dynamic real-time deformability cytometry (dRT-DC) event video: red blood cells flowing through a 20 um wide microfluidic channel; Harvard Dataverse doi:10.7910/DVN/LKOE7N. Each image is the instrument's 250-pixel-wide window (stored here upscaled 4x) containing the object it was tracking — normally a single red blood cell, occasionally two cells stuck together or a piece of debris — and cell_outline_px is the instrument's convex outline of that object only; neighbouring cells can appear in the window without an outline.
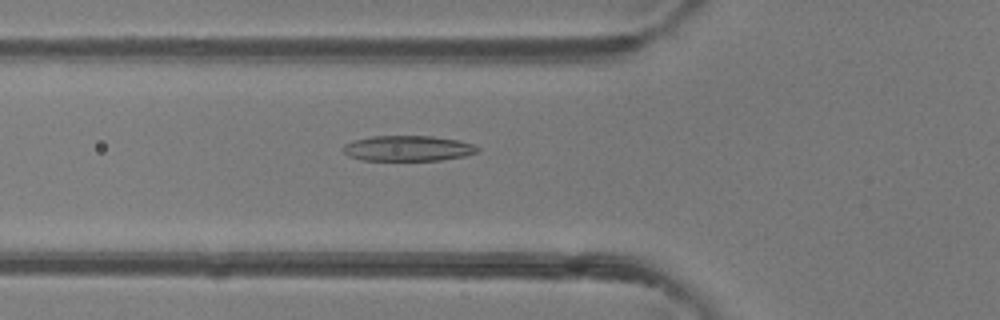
{"species": "common noctule bat (a hibernating species)", "species_latin": "Nyctalus noctula", "temperature_condition": "room temperature", "stored_images_in_passage": 47, "camera_frame_rate_fps": 3000, "um_per_image_px": 0.085, "animal": {"sex": "female"}, "frame": {"image": 1, "passage_image": 18, "time_ms": 5.667, "image_size_px": [1000, 320], "cell_outline_px": [[480, 152], [464, 156], [440, 160], [364, 160], [348, 156], [340, 148], [344, 144], [356, 140], [372, 136], [432, 136], [456, 140], [476, 144], [480, 148]], "centroid_in_image_um": [34.7, 12.61], "position_along_channel_um": 91.1, "area_um2": 20.0}}
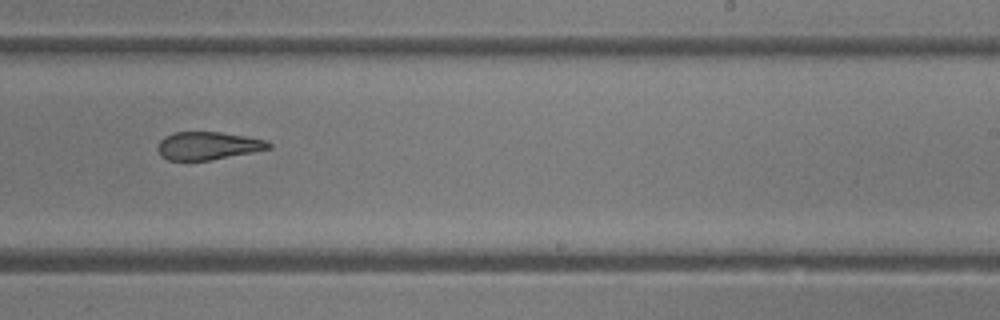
{"frame": {"image": 2, "passage_image": 31, "time_ms": 10.0, "image_size_px": [1000, 320], "cell_outline_px": [[272, 148], [212, 160], [168, 160], [160, 156], [156, 148], [160, 140], [164, 136], [172, 132], [220, 132], [268, 140], [272, 144]], "centroid_in_image_um": [17.65, 12.38], "position_along_channel_um": 271.3, "area_um2": 18.21}}
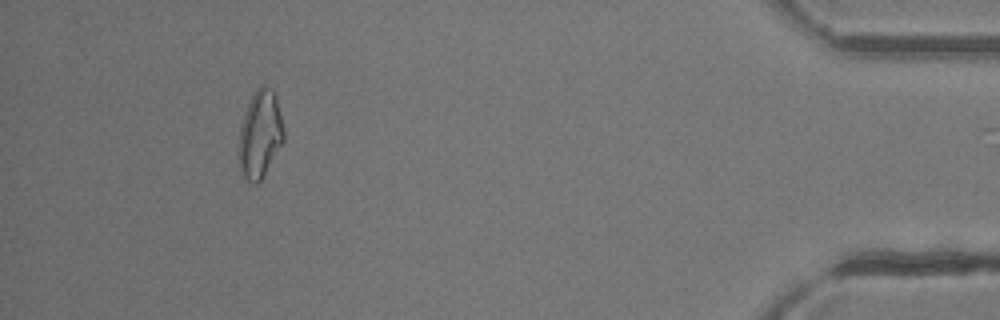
{"frame": {"image": 3, "passage_image": 46, "time_ms": 15.0, "image_size_px": [1000, 320], "cell_outline_px": [[284, 140], [260, 180], [256, 184], [252, 184], [240, 172], [240, 128], [248, 104], [256, 88], [260, 84], [272, 88], [276, 92], [284, 128]], "centroid_in_image_um": [22.14, 11.35], "position_along_channel_um": 413.1, "area_um2": 22.6}, "authors_computed_cell_mechanics": {"area_um2": 20.23, "velocity_mm_per_s": 4.1499, "shape_relaxation_time_tau1_ms": 8.4968, "shape_relaxation_time_tau2_ms": 4.1256, "deformation_change_tau1": 0.2377, "deformation_change_tau2": 0.1514}}